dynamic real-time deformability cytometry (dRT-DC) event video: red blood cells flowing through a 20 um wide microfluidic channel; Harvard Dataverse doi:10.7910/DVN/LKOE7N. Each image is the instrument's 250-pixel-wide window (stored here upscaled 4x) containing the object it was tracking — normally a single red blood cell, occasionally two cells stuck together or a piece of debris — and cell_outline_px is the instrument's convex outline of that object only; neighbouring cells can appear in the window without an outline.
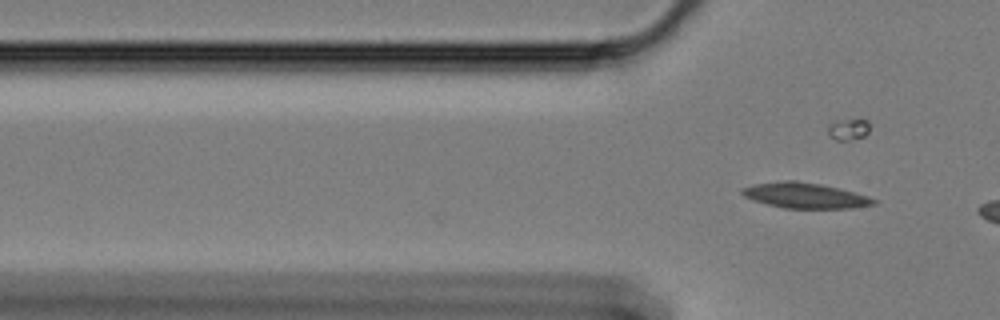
{"species": "Egyptian fruit bat (a non-hibernating species)", "species_latin": "Rousettus aegyptiacus", "temperature_condition": "cold", "stored_images_in_passage": 5, "camera_frame_rate_fps": 3000, "um_per_image_px": 0.085, "animal": {"sex": "female"}, "frame": {"image": 1, "passage_image": 5, "time_ms": 1.333, "image_size_px": [1000, 320], "cell_outline_px": [[876, 204], [852, 208], [784, 208], [768, 204], [744, 196], [740, 192], [740, 188], [756, 184], [784, 180], [796, 180], [820, 184], [868, 196], [876, 200]], "centroid_in_image_um": [68.41, 16.61], "position_along_channel_um": 57.4, "area_um2": 19.19}}